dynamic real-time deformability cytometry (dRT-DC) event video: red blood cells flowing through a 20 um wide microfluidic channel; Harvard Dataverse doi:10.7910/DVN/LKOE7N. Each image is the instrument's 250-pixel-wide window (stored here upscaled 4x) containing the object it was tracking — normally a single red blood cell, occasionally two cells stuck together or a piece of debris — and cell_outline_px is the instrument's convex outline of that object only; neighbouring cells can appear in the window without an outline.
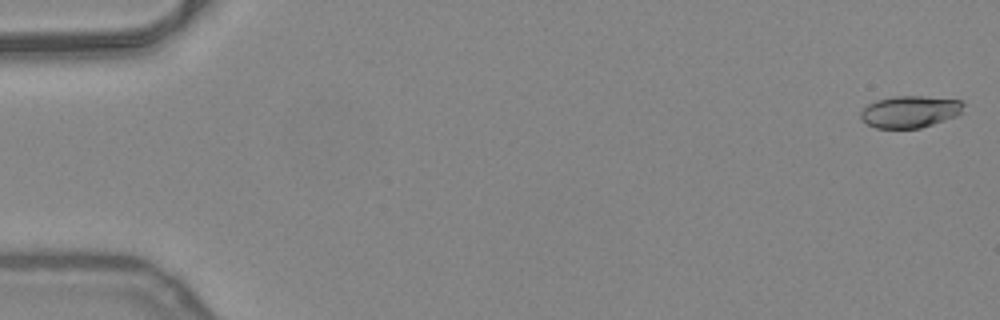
{"species": "common noctule bat (a hibernating species)", "species_latin": "Nyctalus noctula", "temperature_condition": "warm", "stored_images_in_passage": 16, "camera_frame_rate_fps": 3000, "um_per_image_px": 0.085, "animal": {"sex": "female", "body_mass_g": 24.6, "forearm_length_mm": 56.2}, "frame": {"image": 1, "passage_image": 1, "time_ms": 0.0, "image_size_px": [1000, 320], "cell_outline_px": [[964, 104], [960, 112], [956, 116], [920, 128], [876, 128], [860, 120], [860, 112], [868, 104], [876, 100], [892, 96], [924, 96], [960, 100]], "centroid_in_image_um": [77.3, 9.49], "position_along_channel_um": 7.7, "area_um2": 19.07}}
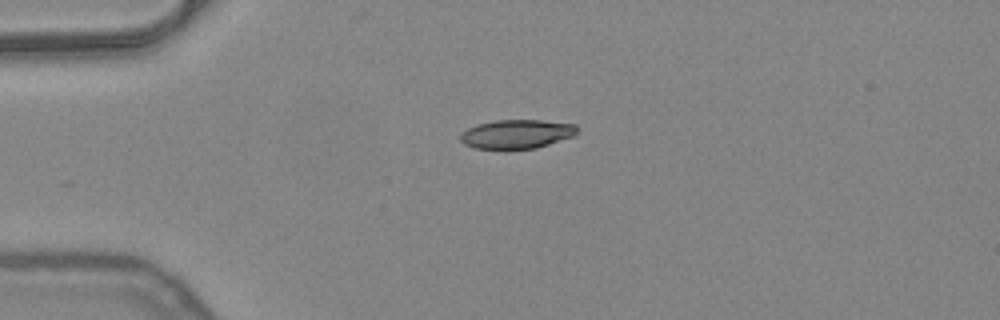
{"frame": {"image": 2, "passage_image": 13, "time_ms": 4.0, "image_size_px": [1000, 320], "cell_outline_px": [[576, 132], [572, 136], [536, 148], [476, 148], [464, 144], [460, 140], [460, 132], [476, 124], [496, 120], [540, 120], [576, 124]], "centroid_in_image_um": [43.87, 11.38], "position_along_channel_um": 41.1, "area_um2": 19.42}}